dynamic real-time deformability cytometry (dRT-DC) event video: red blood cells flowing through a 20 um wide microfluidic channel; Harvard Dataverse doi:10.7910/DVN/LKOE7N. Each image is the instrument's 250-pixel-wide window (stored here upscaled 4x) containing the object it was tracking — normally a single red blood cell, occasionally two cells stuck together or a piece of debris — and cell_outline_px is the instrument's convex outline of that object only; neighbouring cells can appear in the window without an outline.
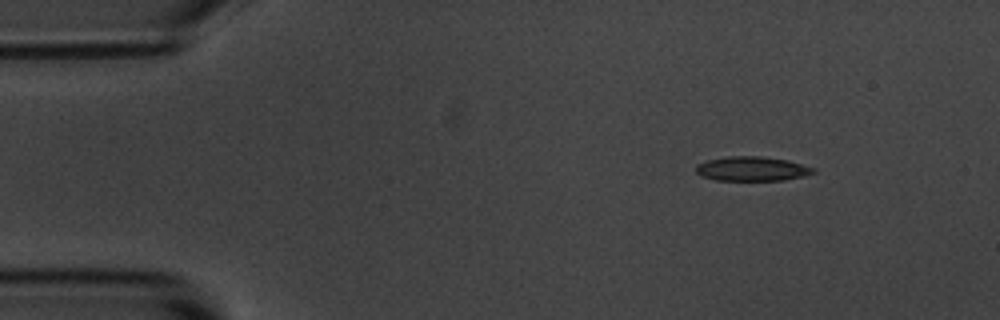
{"species": "common noctule bat (a hibernating species)", "species_latin": "Nyctalus noctula", "temperature_condition": "room temperature", "stored_images_in_passage": 4, "camera_frame_rate_fps": 3000, "um_per_image_px": 0.085, "animal": {"sex": "male", "body_mass_g": 20.1, "forearm_length_mm": 53.5}, "frame": {"image": 1, "passage_image": 1, "time_ms": 0.0, "image_size_px": [1000, 320], "cell_outline_px": [[816, 172], [804, 176], [784, 180], [716, 180], [700, 176], [696, 172], [696, 164], [708, 160], [728, 156], [764, 156], [788, 160], [816, 168]], "centroid_in_image_um": [63.93, 14.34], "position_along_channel_um": 21.1, "area_um2": 16.82}}